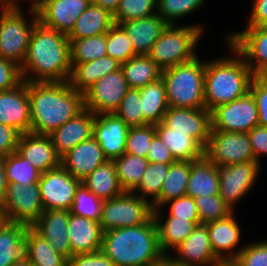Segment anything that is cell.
Returning <instances> with one entry per match:
<instances>
[{
    "instance_id": "cell-62",
    "label": "cell",
    "mask_w": 267,
    "mask_h": 266,
    "mask_svg": "<svg viewBox=\"0 0 267 266\" xmlns=\"http://www.w3.org/2000/svg\"><path fill=\"white\" fill-rule=\"evenodd\" d=\"M22 1V0H21ZM25 1V0H24ZM32 1V0H31ZM45 0H34L30 6V10H37L44 2ZM19 1L18 0H11V8L13 9H22L20 7V3H18Z\"/></svg>"
},
{
    "instance_id": "cell-8",
    "label": "cell",
    "mask_w": 267,
    "mask_h": 266,
    "mask_svg": "<svg viewBox=\"0 0 267 266\" xmlns=\"http://www.w3.org/2000/svg\"><path fill=\"white\" fill-rule=\"evenodd\" d=\"M153 207L149 201L139 198L132 192L104 200L100 226L102 232L116 228L133 227L147 223L153 217Z\"/></svg>"
},
{
    "instance_id": "cell-16",
    "label": "cell",
    "mask_w": 267,
    "mask_h": 266,
    "mask_svg": "<svg viewBox=\"0 0 267 266\" xmlns=\"http://www.w3.org/2000/svg\"><path fill=\"white\" fill-rule=\"evenodd\" d=\"M162 123L173 131L185 132L205 150L211 131V112L206 108L168 107Z\"/></svg>"
},
{
    "instance_id": "cell-51",
    "label": "cell",
    "mask_w": 267,
    "mask_h": 266,
    "mask_svg": "<svg viewBox=\"0 0 267 266\" xmlns=\"http://www.w3.org/2000/svg\"><path fill=\"white\" fill-rule=\"evenodd\" d=\"M167 204H171L167 217H178L187 221H200L194 198L186 195L164 203L166 206Z\"/></svg>"
},
{
    "instance_id": "cell-12",
    "label": "cell",
    "mask_w": 267,
    "mask_h": 266,
    "mask_svg": "<svg viewBox=\"0 0 267 266\" xmlns=\"http://www.w3.org/2000/svg\"><path fill=\"white\" fill-rule=\"evenodd\" d=\"M2 209L10 222L31 227L44 212L39 183L28 187L19 183H8Z\"/></svg>"
},
{
    "instance_id": "cell-53",
    "label": "cell",
    "mask_w": 267,
    "mask_h": 266,
    "mask_svg": "<svg viewBox=\"0 0 267 266\" xmlns=\"http://www.w3.org/2000/svg\"><path fill=\"white\" fill-rule=\"evenodd\" d=\"M22 81L20 67L10 60L0 58V92L14 88Z\"/></svg>"
},
{
    "instance_id": "cell-28",
    "label": "cell",
    "mask_w": 267,
    "mask_h": 266,
    "mask_svg": "<svg viewBox=\"0 0 267 266\" xmlns=\"http://www.w3.org/2000/svg\"><path fill=\"white\" fill-rule=\"evenodd\" d=\"M219 168L205 155L191 161L187 196L197 198L219 194Z\"/></svg>"
},
{
    "instance_id": "cell-29",
    "label": "cell",
    "mask_w": 267,
    "mask_h": 266,
    "mask_svg": "<svg viewBox=\"0 0 267 266\" xmlns=\"http://www.w3.org/2000/svg\"><path fill=\"white\" fill-rule=\"evenodd\" d=\"M162 209V207L154 209L153 217L157 224L160 250L163 254H169L167 251L172 248V250L176 249L200 224V221L167 217L163 222L161 219Z\"/></svg>"
},
{
    "instance_id": "cell-1",
    "label": "cell",
    "mask_w": 267,
    "mask_h": 266,
    "mask_svg": "<svg viewBox=\"0 0 267 266\" xmlns=\"http://www.w3.org/2000/svg\"><path fill=\"white\" fill-rule=\"evenodd\" d=\"M70 41L66 34L35 24L20 67L26 82H64L71 75ZM31 74V75H30Z\"/></svg>"
},
{
    "instance_id": "cell-9",
    "label": "cell",
    "mask_w": 267,
    "mask_h": 266,
    "mask_svg": "<svg viewBox=\"0 0 267 266\" xmlns=\"http://www.w3.org/2000/svg\"><path fill=\"white\" fill-rule=\"evenodd\" d=\"M204 155L216 166L255 161L247 133L211 129Z\"/></svg>"
},
{
    "instance_id": "cell-4",
    "label": "cell",
    "mask_w": 267,
    "mask_h": 266,
    "mask_svg": "<svg viewBox=\"0 0 267 266\" xmlns=\"http://www.w3.org/2000/svg\"><path fill=\"white\" fill-rule=\"evenodd\" d=\"M234 56L205 61V105L211 112L214 108L227 104L246 95L255 77L244 58L228 43Z\"/></svg>"
},
{
    "instance_id": "cell-17",
    "label": "cell",
    "mask_w": 267,
    "mask_h": 266,
    "mask_svg": "<svg viewBox=\"0 0 267 266\" xmlns=\"http://www.w3.org/2000/svg\"><path fill=\"white\" fill-rule=\"evenodd\" d=\"M0 123L10 126L20 134L31 132L28 82L0 92Z\"/></svg>"
},
{
    "instance_id": "cell-41",
    "label": "cell",
    "mask_w": 267,
    "mask_h": 266,
    "mask_svg": "<svg viewBox=\"0 0 267 266\" xmlns=\"http://www.w3.org/2000/svg\"><path fill=\"white\" fill-rule=\"evenodd\" d=\"M7 183H19L28 187L38 183L41 172L17 151L4 156Z\"/></svg>"
},
{
    "instance_id": "cell-21",
    "label": "cell",
    "mask_w": 267,
    "mask_h": 266,
    "mask_svg": "<svg viewBox=\"0 0 267 266\" xmlns=\"http://www.w3.org/2000/svg\"><path fill=\"white\" fill-rule=\"evenodd\" d=\"M174 252L177 255L173 257L183 266H212L220 261L214 255L209 231L205 224L197 225Z\"/></svg>"
},
{
    "instance_id": "cell-47",
    "label": "cell",
    "mask_w": 267,
    "mask_h": 266,
    "mask_svg": "<svg viewBox=\"0 0 267 266\" xmlns=\"http://www.w3.org/2000/svg\"><path fill=\"white\" fill-rule=\"evenodd\" d=\"M200 224H207L227 217L232 213L219 194L194 198Z\"/></svg>"
},
{
    "instance_id": "cell-25",
    "label": "cell",
    "mask_w": 267,
    "mask_h": 266,
    "mask_svg": "<svg viewBox=\"0 0 267 266\" xmlns=\"http://www.w3.org/2000/svg\"><path fill=\"white\" fill-rule=\"evenodd\" d=\"M234 216L232 212L223 219L205 224L214 255L220 261L235 260L243 248L240 246L238 250L235 249L240 241L241 231Z\"/></svg>"
},
{
    "instance_id": "cell-13",
    "label": "cell",
    "mask_w": 267,
    "mask_h": 266,
    "mask_svg": "<svg viewBox=\"0 0 267 266\" xmlns=\"http://www.w3.org/2000/svg\"><path fill=\"white\" fill-rule=\"evenodd\" d=\"M129 90L122 69L106 74L84 94V106L94 114H111Z\"/></svg>"
},
{
    "instance_id": "cell-39",
    "label": "cell",
    "mask_w": 267,
    "mask_h": 266,
    "mask_svg": "<svg viewBox=\"0 0 267 266\" xmlns=\"http://www.w3.org/2000/svg\"><path fill=\"white\" fill-rule=\"evenodd\" d=\"M122 189L132 192L140 183L149 162L146 158L124 153L113 160Z\"/></svg>"
},
{
    "instance_id": "cell-57",
    "label": "cell",
    "mask_w": 267,
    "mask_h": 266,
    "mask_svg": "<svg viewBox=\"0 0 267 266\" xmlns=\"http://www.w3.org/2000/svg\"><path fill=\"white\" fill-rule=\"evenodd\" d=\"M247 135L250 139L255 161L259 162L261 156H267V128L255 126Z\"/></svg>"
},
{
    "instance_id": "cell-56",
    "label": "cell",
    "mask_w": 267,
    "mask_h": 266,
    "mask_svg": "<svg viewBox=\"0 0 267 266\" xmlns=\"http://www.w3.org/2000/svg\"><path fill=\"white\" fill-rule=\"evenodd\" d=\"M20 133L0 123V156H7L17 150Z\"/></svg>"
},
{
    "instance_id": "cell-60",
    "label": "cell",
    "mask_w": 267,
    "mask_h": 266,
    "mask_svg": "<svg viewBox=\"0 0 267 266\" xmlns=\"http://www.w3.org/2000/svg\"><path fill=\"white\" fill-rule=\"evenodd\" d=\"M91 3L114 14L119 6L120 0H91Z\"/></svg>"
},
{
    "instance_id": "cell-6",
    "label": "cell",
    "mask_w": 267,
    "mask_h": 266,
    "mask_svg": "<svg viewBox=\"0 0 267 266\" xmlns=\"http://www.w3.org/2000/svg\"><path fill=\"white\" fill-rule=\"evenodd\" d=\"M176 26L168 25L148 54L161 70L190 61L197 56L195 46L202 36L203 26Z\"/></svg>"
},
{
    "instance_id": "cell-38",
    "label": "cell",
    "mask_w": 267,
    "mask_h": 266,
    "mask_svg": "<svg viewBox=\"0 0 267 266\" xmlns=\"http://www.w3.org/2000/svg\"><path fill=\"white\" fill-rule=\"evenodd\" d=\"M191 170V161H177L170 164L165 182L162 185L158 200L152 205L153 209L164 206V203L187 195V185Z\"/></svg>"
},
{
    "instance_id": "cell-19",
    "label": "cell",
    "mask_w": 267,
    "mask_h": 266,
    "mask_svg": "<svg viewBox=\"0 0 267 266\" xmlns=\"http://www.w3.org/2000/svg\"><path fill=\"white\" fill-rule=\"evenodd\" d=\"M92 137L99 143L105 157L114 160L125 153L129 126L111 114H94Z\"/></svg>"
},
{
    "instance_id": "cell-64",
    "label": "cell",
    "mask_w": 267,
    "mask_h": 266,
    "mask_svg": "<svg viewBox=\"0 0 267 266\" xmlns=\"http://www.w3.org/2000/svg\"><path fill=\"white\" fill-rule=\"evenodd\" d=\"M11 266H33V264L26 256H24L20 258L17 262H14Z\"/></svg>"
},
{
    "instance_id": "cell-18",
    "label": "cell",
    "mask_w": 267,
    "mask_h": 266,
    "mask_svg": "<svg viewBox=\"0 0 267 266\" xmlns=\"http://www.w3.org/2000/svg\"><path fill=\"white\" fill-rule=\"evenodd\" d=\"M90 4L91 0H45L36 13L42 25L68 35Z\"/></svg>"
},
{
    "instance_id": "cell-36",
    "label": "cell",
    "mask_w": 267,
    "mask_h": 266,
    "mask_svg": "<svg viewBox=\"0 0 267 266\" xmlns=\"http://www.w3.org/2000/svg\"><path fill=\"white\" fill-rule=\"evenodd\" d=\"M129 89H140L161 78V69L148 55H136L121 64Z\"/></svg>"
},
{
    "instance_id": "cell-30",
    "label": "cell",
    "mask_w": 267,
    "mask_h": 266,
    "mask_svg": "<svg viewBox=\"0 0 267 266\" xmlns=\"http://www.w3.org/2000/svg\"><path fill=\"white\" fill-rule=\"evenodd\" d=\"M120 68L121 63L117 60L112 59L110 56L101 57L82 64H75L72 67L68 82L74 90L84 93L97 80Z\"/></svg>"
},
{
    "instance_id": "cell-55",
    "label": "cell",
    "mask_w": 267,
    "mask_h": 266,
    "mask_svg": "<svg viewBox=\"0 0 267 266\" xmlns=\"http://www.w3.org/2000/svg\"><path fill=\"white\" fill-rule=\"evenodd\" d=\"M68 266H114V264L102 250H99L72 256Z\"/></svg>"
},
{
    "instance_id": "cell-48",
    "label": "cell",
    "mask_w": 267,
    "mask_h": 266,
    "mask_svg": "<svg viewBox=\"0 0 267 266\" xmlns=\"http://www.w3.org/2000/svg\"><path fill=\"white\" fill-rule=\"evenodd\" d=\"M114 114L129 127L143 126L139 89H129Z\"/></svg>"
},
{
    "instance_id": "cell-49",
    "label": "cell",
    "mask_w": 267,
    "mask_h": 266,
    "mask_svg": "<svg viewBox=\"0 0 267 266\" xmlns=\"http://www.w3.org/2000/svg\"><path fill=\"white\" fill-rule=\"evenodd\" d=\"M156 136L155 125L130 127L125 153L146 158L148 149Z\"/></svg>"
},
{
    "instance_id": "cell-44",
    "label": "cell",
    "mask_w": 267,
    "mask_h": 266,
    "mask_svg": "<svg viewBox=\"0 0 267 266\" xmlns=\"http://www.w3.org/2000/svg\"><path fill=\"white\" fill-rule=\"evenodd\" d=\"M104 200L90 192L83 184L77 189L70 213L99 222Z\"/></svg>"
},
{
    "instance_id": "cell-35",
    "label": "cell",
    "mask_w": 267,
    "mask_h": 266,
    "mask_svg": "<svg viewBox=\"0 0 267 266\" xmlns=\"http://www.w3.org/2000/svg\"><path fill=\"white\" fill-rule=\"evenodd\" d=\"M25 256L33 266H68L69 260L57 253L51 244L28 227L25 235Z\"/></svg>"
},
{
    "instance_id": "cell-32",
    "label": "cell",
    "mask_w": 267,
    "mask_h": 266,
    "mask_svg": "<svg viewBox=\"0 0 267 266\" xmlns=\"http://www.w3.org/2000/svg\"><path fill=\"white\" fill-rule=\"evenodd\" d=\"M82 184L102 200H110L125 193L119 182L113 160H107L97 167L82 180Z\"/></svg>"
},
{
    "instance_id": "cell-65",
    "label": "cell",
    "mask_w": 267,
    "mask_h": 266,
    "mask_svg": "<svg viewBox=\"0 0 267 266\" xmlns=\"http://www.w3.org/2000/svg\"><path fill=\"white\" fill-rule=\"evenodd\" d=\"M212 266H239L235 260L218 261Z\"/></svg>"
},
{
    "instance_id": "cell-2",
    "label": "cell",
    "mask_w": 267,
    "mask_h": 266,
    "mask_svg": "<svg viewBox=\"0 0 267 266\" xmlns=\"http://www.w3.org/2000/svg\"><path fill=\"white\" fill-rule=\"evenodd\" d=\"M31 132L49 135L84 109V94L68 81L28 82Z\"/></svg>"
},
{
    "instance_id": "cell-14",
    "label": "cell",
    "mask_w": 267,
    "mask_h": 266,
    "mask_svg": "<svg viewBox=\"0 0 267 266\" xmlns=\"http://www.w3.org/2000/svg\"><path fill=\"white\" fill-rule=\"evenodd\" d=\"M260 162L247 161L243 163L220 166L219 196L234 212V204L249 192L260 171Z\"/></svg>"
},
{
    "instance_id": "cell-43",
    "label": "cell",
    "mask_w": 267,
    "mask_h": 266,
    "mask_svg": "<svg viewBox=\"0 0 267 266\" xmlns=\"http://www.w3.org/2000/svg\"><path fill=\"white\" fill-rule=\"evenodd\" d=\"M106 52L121 64L136 56L130 38L119 24H114L106 33Z\"/></svg>"
},
{
    "instance_id": "cell-37",
    "label": "cell",
    "mask_w": 267,
    "mask_h": 266,
    "mask_svg": "<svg viewBox=\"0 0 267 266\" xmlns=\"http://www.w3.org/2000/svg\"><path fill=\"white\" fill-rule=\"evenodd\" d=\"M29 226L9 222L0 231V266H11L25 256V235Z\"/></svg>"
},
{
    "instance_id": "cell-31",
    "label": "cell",
    "mask_w": 267,
    "mask_h": 266,
    "mask_svg": "<svg viewBox=\"0 0 267 266\" xmlns=\"http://www.w3.org/2000/svg\"><path fill=\"white\" fill-rule=\"evenodd\" d=\"M115 24L113 14L94 4H90L77 18L68 39H81L107 33Z\"/></svg>"
},
{
    "instance_id": "cell-26",
    "label": "cell",
    "mask_w": 267,
    "mask_h": 266,
    "mask_svg": "<svg viewBox=\"0 0 267 266\" xmlns=\"http://www.w3.org/2000/svg\"><path fill=\"white\" fill-rule=\"evenodd\" d=\"M67 234L72 256L101 250L103 232L99 222L69 211Z\"/></svg>"
},
{
    "instance_id": "cell-7",
    "label": "cell",
    "mask_w": 267,
    "mask_h": 266,
    "mask_svg": "<svg viewBox=\"0 0 267 266\" xmlns=\"http://www.w3.org/2000/svg\"><path fill=\"white\" fill-rule=\"evenodd\" d=\"M21 10L1 9L0 13V58L10 60L19 67L25 60L32 30L38 22L35 10L29 9L31 21L25 18Z\"/></svg>"
},
{
    "instance_id": "cell-66",
    "label": "cell",
    "mask_w": 267,
    "mask_h": 266,
    "mask_svg": "<svg viewBox=\"0 0 267 266\" xmlns=\"http://www.w3.org/2000/svg\"><path fill=\"white\" fill-rule=\"evenodd\" d=\"M0 6L2 7V9L11 8V0H0Z\"/></svg>"
},
{
    "instance_id": "cell-67",
    "label": "cell",
    "mask_w": 267,
    "mask_h": 266,
    "mask_svg": "<svg viewBox=\"0 0 267 266\" xmlns=\"http://www.w3.org/2000/svg\"><path fill=\"white\" fill-rule=\"evenodd\" d=\"M267 85V71L258 76Z\"/></svg>"
},
{
    "instance_id": "cell-50",
    "label": "cell",
    "mask_w": 267,
    "mask_h": 266,
    "mask_svg": "<svg viewBox=\"0 0 267 266\" xmlns=\"http://www.w3.org/2000/svg\"><path fill=\"white\" fill-rule=\"evenodd\" d=\"M235 261L239 266H267V240L243 245Z\"/></svg>"
},
{
    "instance_id": "cell-58",
    "label": "cell",
    "mask_w": 267,
    "mask_h": 266,
    "mask_svg": "<svg viewBox=\"0 0 267 266\" xmlns=\"http://www.w3.org/2000/svg\"><path fill=\"white\" fill-rule=\"evenodd\" d=\"M247 26L267 27V0H254Z\"/></svg>"
},
{
    "instance_id": "cell-34",
    "label": "cell",
    "mask_w": 267,
    "mask_h": 266,
    "mask_svg": "<svg viewBox=\"0 0 267 266\" xmlns=\"http://www.w3.org/2000/svg\"><path fill=\"white\" fill-rule=\"evenodd\" d=\"M143 113V126L162 122L168 109L166 88L162 78L139 89Z\"/></svg>"
},
{
    "instance_id": "cell-42",
    "label": "cell",
    "mask_w": 267,
    "mask_h": 266,
    "mask_svg": "<svg viewBox=\"0 0 267 266\" xmlns=\"http://www.w3.org/2000/svg\"><path fill=\"white\" fill-rule=\"evenodd\" d=\"M169 166L170 164L149 162L140 183L132 193L137 194L139 191L142 195L137 196L146 201H149L147 197L150 196L152 199L150 203L153 205L160 196L162 185L169 171Z\"/></svg>"
},
{
    "instance_id": "cell-61",
    "label": "cell",
    "mask_w": 267,
    "mask_h": 266,
    "mask_svg": "<svg viewBox=\"0 0 267 266\" xmlns=\"http://www.w3.org/2000/svg\"><path fill=\"white\" fill-rule=\"evenodd\" d=\"M150 266H183L179 261H177L173 256L169 254H164L159 260L155 261Z\"/></svg>"
},
{
    "instance_id": "cell-15",
    "label": "cell",
    "mask_w": 267,
    "mask_h": 266,
    "mask_svg": "<svg viewBox=\"0 0 267 266\" xmlns=\"http://www.w3.org/2000/svg\"><path fill=\"white\" fill-rule=\"evenodd\" d=\"M226 37V41L244 58L254 76L267 71V27L246 26L243 31L232 32Z\"/></svg>"
},
{
    "instance_id": "cell-63",
    "label": "cell",
    "mask_w": 267,
    "mask_h": 266,
    "mask_svg": "<svg viewBox=\"0 0 267 266\" xmlns=\"http://www.w3.org/2000/svg\"><path fill=\"white\" fill-rule=\"evenodd\" d=\"M9 219L6 212L0 206V231L9 223Z\"/></svg>"
},
{
    "instance_id": "cell-20",
    "label": "cell",
    "mask_w": 267,
    "mask_h": 266,
    "mask_svg": "<svg viewBox=\"0 0 267 266\" xmlns=\"http://www.w3.org/2000/svg\"><path fill=\"white\" fill-rule=\"evenodd\" d=\"M94 121V113L85 108L49 134L55 154L60 160L76 145L92 137Z\"/></svg>"
},
{
    "instance_id": "cell-46",
    "label": "cell",
    "mask_w": 267,
    "mask_h": 266,
    "mask_svg": "<svg viewBox=\"0 0 267 266\" xmlns=\"http://www.w3.org/2000/svg\"><path fill=\"white\" fill-rule=\"evenodd\" d=\"M204 4V0H157V14L168 24L185 17Z\"/></svg>"
},
{
    "instance_id": "cell-54",
    "label": "cell",
    "mask_w": 267,
    "mask_h": 266,
    "mask_svg": "<svg viewBox=\"0 0 267 266\" xmlns=\"http://www.w3.org/2000/svg\"><path fill=\"white\" fill-rule=\"evenodd\" d=\"M146 159L148 162L163 164H173L177 162L171 151L157 135L152 140L146 155Z\"/></svg>"
},
{
    "instance_id": "cell-40",
    "label": "cell",
    "mask_w": 267,
    "mask_h": 266,
    "mask_svg": "<svg viewBox=\"0 0 267 266\" xmlns=\"http://www.w3.org/2000/svg\"><path fill=\"white\" fill-rule=\"evenodd\" d=\"M69 41L72 67L107 56L106 33Z\"/></svg>"
},
{
    "instance_id": "cell-24",
    "label": "cell",
    "mask_w": 267,
    "mask_h": 266,
    "mask_svg": "<svg viewBox=\"0 0 267 266\" xmlns=\"http://www.w3.org/2000/svg\"><path fill=\"white\" fill-rule=\"evenodd\" d=\"M107 160L99 143L91 137L71 149L61 159V165L74 178L82 181Z\"/></svg>"
},
{
    "instance_id": "cell-22",
    "label": "cell",
    "mask_w": 267,
    "mask_h": 266,
    "mask_svg": "<svg viewBox=\"0 0 267 266\" xmlns=\"http://www.w3.org/2000/svg\"><path fill=\"white\" fill-rule=\"evenodd\" d=\"M68 221L69 211L47 210L31 227L46 239L57 253L69 260L72 252L67 234Z\"/></svg>"
},
{
    "instance_id": "cell-33",
    "label": "cell",
    "mask_w": 267,
    "mask_h": 266,
    "mask_svg": "<svg viewBox=\"0 0 267 266\" xmlns=\"http://www.w3.org/2000/svg\"><path fill=\"white\" fill-rule=\"evenodd\" d=\"M155 131L177 161H193L204 156V149L185 132L173 131L162 122L155 125Z\"/></svg>"
},
{
    "instance_id": "cell-59",
    "label": "cell",
    "mask_w": 267,
    "mask_h": 266,
    "mask_svg": "<svg viewBox=\"0 0 267 266\" xmlns=\"http://www.w3.org/2000/svg\"><path fill=\"white\" fill-rule=\"evenodd\" d=\"M8 183L6 180V171L4 166V157L0 156V206L2 207L4 198L6 196V189Z\"/></svg>"
},
{
    "instance_id": "cell-5",
    "label": "cell",
    "mask_w": 267,
    "mask_h": 266,
    "mask_svg": "<svg viewBox=\"0 0 267 266\" xmlns=\"http://www.w3.org/2000/svg\"><path fill=\"white\" fill-rule=\"evenodd\" d=\"M169 107L206 108L204 81L205 62L198 56L192 60L161 71Z\"/></svg>"
},
{
    "instance_id": "cell-23",
    "label": "cell",
    "mask_w": 267,
    "mask_h": 266,
    "mask_svg": "<svg viewBox=\"0 0 267 266\" xmlns=\"http://www.w3.org/2000/svg\"><path fill=\"white\" fill-rule=\"evenodd\" d=\"M16 151L41 173L61 165L49 135L32 132L21 134Z\"/></svg>"
},
{
    "instance_id": "cell-45",
    "label": "cell",
    "mask_w": 267,
    "mask_h": 266,
    "mask_svg": "<svg viewBox=\"0 0 267 266\" xmlns=\"http://www.w3.org/2000/svg\"><path fill=\"white\" fill-rule=\"evenodd\" d=\"M156 13L157 0H120L113 17L115 24H119L120 22L141 19Z\"/></svg>"
},
{
    "instance_id": "cell-3",
    "label": "cell",
    "mask_w": 267,
    "mask_h": 266,
    "mask_svg": "<svg viewBox=\"0 0 267 266\" xmlns=\"http://www.w3.org/2000/svg\"><path fill=\"white\" fill-rule=\"evenodd\" d=\"M101 250L114 266H150L164 255L154 217L143 225L104 232Z\"/></svg>"
},
{
    "instance_id": "cell-52",
    "label": "cell",
    "mask_w": 267,
    "mask_h": 266,
    "mask_svg": "<svg viewBox=\"0 0 267 266\" xmlns=\"http://www.w3.org/2000/svg\"><path fill=\"white\" fill-rule=\"evenodd\" d=\"M249 92L257 106L258 126L267 128V85L258 76H255L251 81Z\"/></svg>"
},
{
    "instance_id": "cell-10",
    "label": "cell",
    "mask_w": 267,
    "mask_h": 266,
    "mask_svg": "<svg viewBox=\"0 0 267 266\" xmlns=\"http://www.w3.org/2000/svg\"><path fill=\"white\" fill-rule=\"evenodd\" d=\"M258 110L250 92L211 111V129L248 133L258 126Z\"/></svg>"
},
{
    "instance_id": "cell-11",
    "label": "cell",
    "mask_w": 267,
    "mask_h": 266,
    "mask_svg": "<svg viewBox=\"0 0 267 266\" xmlns=\"http://www.w3.org/2000/svg\"><path fill=\"white\" fill-rule=\"evenodd\" d=\"M39 188L44 211H70L82 181L74 178L62 165L41 173Z\"/></svg>"
},
{
    "instance_id": "cell-27",
    "label": "cell",
    "mask_w": 267,
    "mask_h": 266,
    "mask_svg": "<svg viewBox=\"0 0 267 266\" xmlns=\"http://www.w3.org/2000/svg\"><path fill=\"white\" fill-rule=\"evenodd\" d=\"M130 38L136 55H148L168 24L156 13L141 19L120 22Z\"/></svg>"
}]
</instances>
